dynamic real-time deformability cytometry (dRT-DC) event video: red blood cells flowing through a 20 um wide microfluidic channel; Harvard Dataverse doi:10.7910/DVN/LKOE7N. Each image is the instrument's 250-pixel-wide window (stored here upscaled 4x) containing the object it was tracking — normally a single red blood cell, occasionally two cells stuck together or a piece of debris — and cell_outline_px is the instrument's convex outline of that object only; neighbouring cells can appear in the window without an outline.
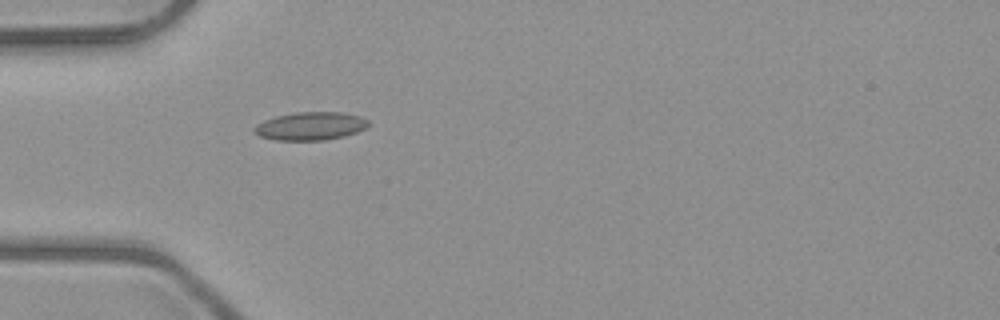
{"species": "common noctule bat (a hibernating species)", "species_latin": "Nyctalus noctula", "temperature_condition": "room temperature", "stored_images_in_passage": 1, "camera_frame_rate_fps": 3000, "um_per_image_px": 0.085, "animal": {"sex": "male", "body_mass_g": 23.1, "forearm_length_mm": 52.7}, "frame": {"image": 1, "passage_image": 1, "time_ms": 0.0, "image_size_px": [1000, 320], "cell_outline_px": [[368, 124], [364, 128], [356, 132], [344, 136], [324, 140], [276, 140], [260, 136], [252, 132], [252, 128], [256, 124], [264, 120], [276, 116], [296, 112], [340, 112], [360, 116], [368, 120]], "centroid_in_image_um": [26.34, 10.71], "position_along_channel_um": 58.7, "area_um2": 18.67}}